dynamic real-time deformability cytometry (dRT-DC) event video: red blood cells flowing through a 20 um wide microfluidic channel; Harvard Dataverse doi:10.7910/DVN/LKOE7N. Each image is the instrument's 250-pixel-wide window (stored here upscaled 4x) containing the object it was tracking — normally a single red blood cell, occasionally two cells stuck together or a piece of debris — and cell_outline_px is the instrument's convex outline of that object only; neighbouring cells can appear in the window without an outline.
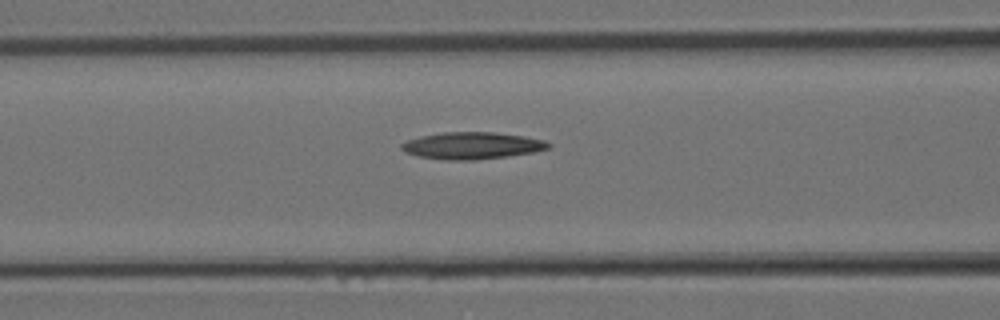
{"species": "Egyptian fruit bat (a non-hibernating species)", "species_latin": "Rousettus aegyptiacus", "temperature_condition": "room temperature", "stored_images_in_passage": 12, "camera_frame_rate_fps": 3000, "um_per_image_px": 0.085, "animal": {"sex": "female"}, "frame": {"image": 1, "passage_image": 7, "time_ms": 2.0, "image_size_px": [1000, 320], "cell_outline_px": [[552, 144], [548, 148], [532, 152], [508, 156], [476, 160], [448, 160], [420, 156], [404, 152], [400, 148], [400, 144], [408, 140], [420, 136], [444, 132], [492, 132], [524, 136], [544, 140]], "centroid_in_image_um": [40.11, 12.37], "position_along_channel_um": 126.5, "area_um2": 22.95}}
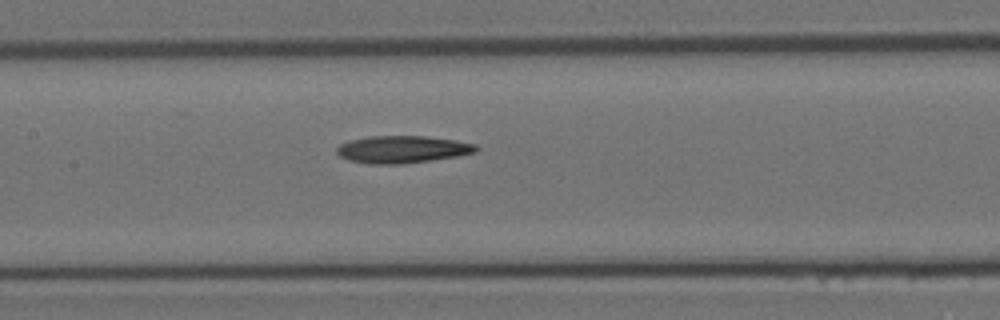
{"frame": {"image": 2, "passage_image": 9, "time_ms": 2.667, "image_size_px": [1000, 320], "cell_outline_px": [[480, 148], [476, 152], [456, 156], [432, 160], [404, 164], [368, 164], [348, 160], [340, 156], [336, 152], [336, 148], [340, 144], [348, 140], [368, 136], [424, 136], [452, 140], [476, 144]], "centroid_in_image_um": [34.16, 12.7], "position_along_channel_um": 173.2, "area_um2": 22.25}}